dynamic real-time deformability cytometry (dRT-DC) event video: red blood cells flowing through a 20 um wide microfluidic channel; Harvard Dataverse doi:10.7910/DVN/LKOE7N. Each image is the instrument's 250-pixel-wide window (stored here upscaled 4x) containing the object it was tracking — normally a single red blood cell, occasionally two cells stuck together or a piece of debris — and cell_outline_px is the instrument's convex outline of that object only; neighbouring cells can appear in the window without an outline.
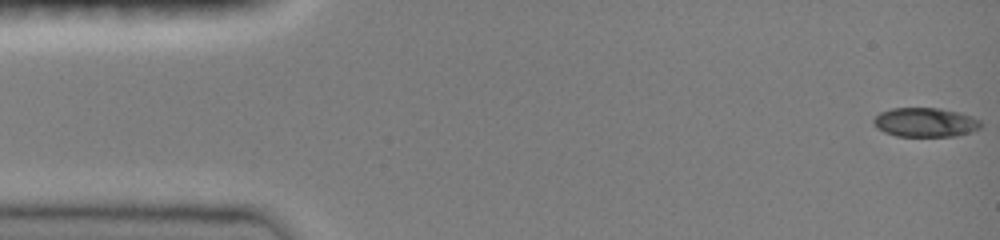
{"species": "common noctule bat (a hibernating species)", "species_latin": "Nyctalus noctula", "temperature_condition": "room temperature", "stored_images_in_passage": 43, "camera_frame_rate_fps": 3000, "um_per_image_px": 0.085, "animal": {"sex": "female", "body_mass_g": 19.0, "forearm_length_mm": 51.5}, "frame": {"image": 1, "passage_image": 1, "time_ms": 0.0, "image_size_px": [1000, 240], "cell_outline_px": [[980, 128], [956, 136], [896, 136], [884, 132], [876, 128], [872, 120], [880, 112], [892, 108], [940, 108], [960, 112], [980, 120]], "centroid_in_image_um": [78.61, 10.39], "position_along_channel_um": 6.4, "area_um2": 18.21}}
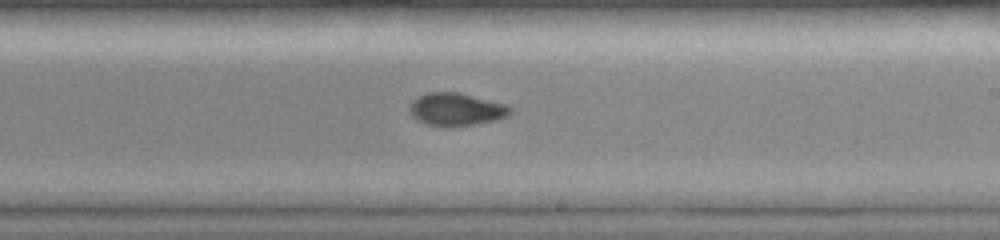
{"frame": {"image": 2, "passage_image": 28, "time_ms": 9.0, "image_size_px": [1000, 240], "cell_outline_px": [[512, 112], [508, 116], [496, 120], [476, 124], [428, 124], [416, 120], [412, 116], [408, 108], [412, 100], [416, 96], [428, 92], [460, 92], [504, 104], [512, 108]], "centroid_in_image_um": [38.76, 9.25], "position_along_channel_um": 250.2, "area_um2": 18.84}}
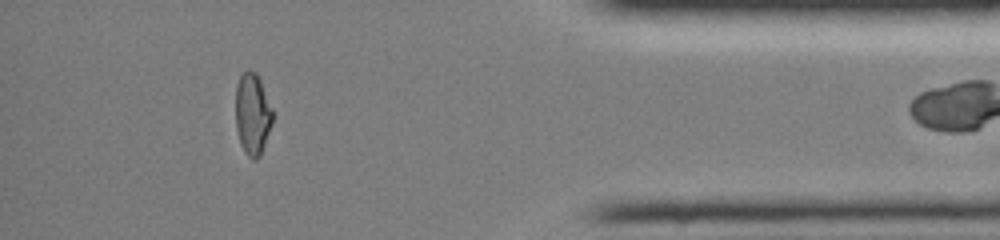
{"frame": {"image": 3, "passage_image": 42, "time_ms": 13.667, "image_size_px": [1000, 240], "cell_outline_px": [[276, 116], [260, 156], [256, 160], [252, 160], [244, 152], [240, 144], [236, 128], [236, 84], [240, 76], [248, 68], [256, 72], [260, 80]], "centroid_in_image_um": [21.49, 9.71], "position_along_channel_um": 413.7, "area_um2": 18.09}}